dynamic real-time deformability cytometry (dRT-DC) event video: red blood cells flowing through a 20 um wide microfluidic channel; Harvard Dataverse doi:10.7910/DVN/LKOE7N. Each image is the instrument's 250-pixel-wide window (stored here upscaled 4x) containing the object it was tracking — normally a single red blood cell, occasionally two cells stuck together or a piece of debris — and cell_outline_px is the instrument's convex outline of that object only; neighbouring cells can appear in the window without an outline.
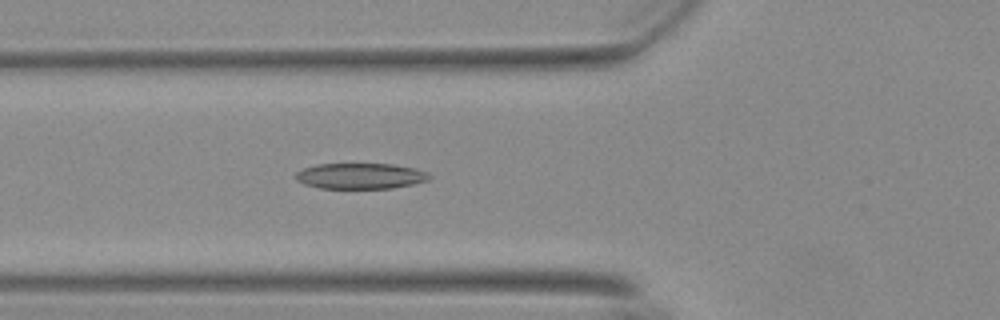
{"species": "Egyptian fruit bat (a non-hibernating species)", "species_latin": "Rousettus aegyptiacus", "temperature_condition": "warm", "stored_images_in_passage": 17, "camera_frame_rate_fps": 3000, "um_per_image_px": 0.085, "animal": {"sex": "female"}, "frame": {"image": 1, "passage_image": 6, "time_ms": 1.667, "image_size_px": [1000, 320], "cell_outline_px": [[432, 176], [428, 180], [412, 184], [392, 188], [320, 188], [304, 184], [296, 180], [296, 172], [304, 168], [316, 164], [392, 164], [412, 168], [428, 172]], "centroid_in_image_um": [30.62, 14.96], "position_along_channel_um": 95.2, "area_um2": 19.94}}
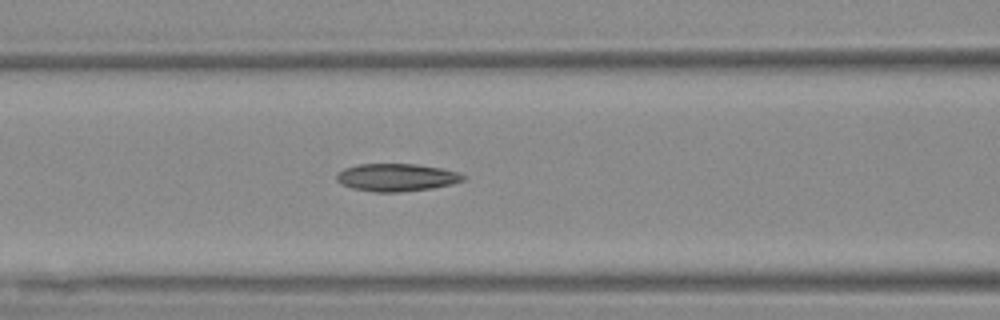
{"frame": {"image": 2, "passage_image": 9, "time_ms": 2.667, "image_size_px": [1000, 320], "cell_outline_px": [[464, 180], [432, 188], [400, 192], [376, 192], [352, 188], [336, 180], [336, 172], [344, 168], [356, 164], [416, 164], [440, 168], [456, 172], [464, 176]], "centroid_in_image_um": [33.64, 15.07], "position_along_channel_um": 133.0, "area_um2": 20.17}}
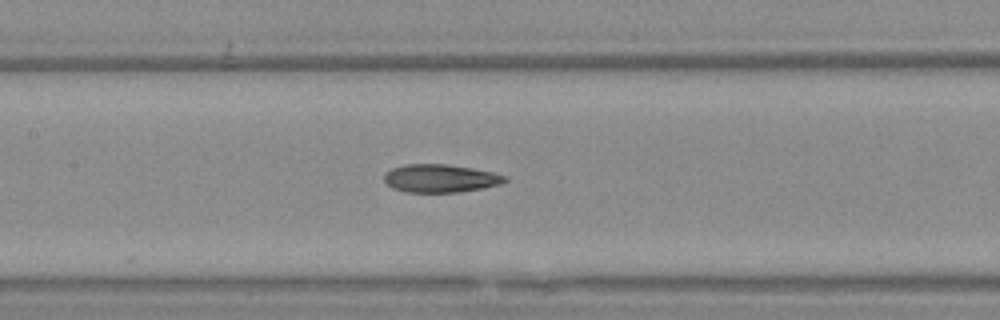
{"frame": {"image": 3, "passage_image": 12, "time_ms": 3.667, "image_size_px": [1000, 320], "cell_outline_px": [[508, 180], [500, 184], [480, 188], [456, 192], [408, 192], [392, 188], [384, 180], [384, 172], [392, 168], [404, 164], [444, 164], [472, 168], [492, 172], [504, 176]], "centroid_in_image_um": [37.37, 15.15], "position_along_channel_um": 170.0, "area_um2": 19.54}}